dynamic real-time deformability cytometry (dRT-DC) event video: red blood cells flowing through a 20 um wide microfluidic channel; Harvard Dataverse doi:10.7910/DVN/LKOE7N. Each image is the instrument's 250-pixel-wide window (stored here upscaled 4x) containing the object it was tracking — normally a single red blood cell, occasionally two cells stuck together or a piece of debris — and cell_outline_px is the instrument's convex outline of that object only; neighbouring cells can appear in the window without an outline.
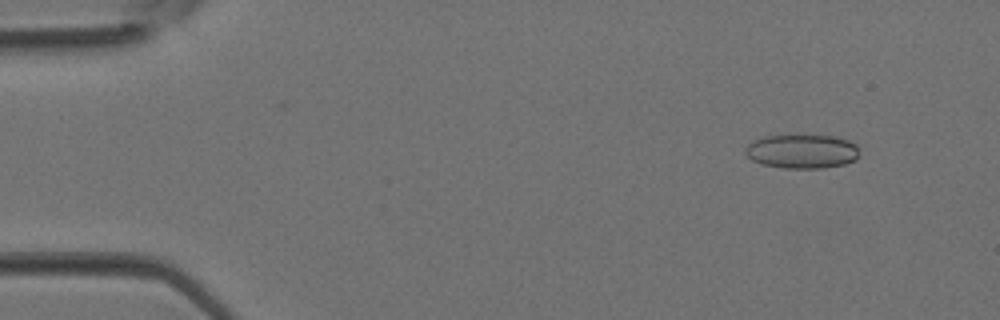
{"species": "Egyptian fruit bat (a non-hibernating species)", "species_latin": "Rousettus aegyptiacus", "temperature_condition": "room temperature", "stored_images_in_passage": 4, "camera_frame_rate_fps": 3000, "um_per_image_px": 0.085, "animal": {"sex": "female"}, "frame": {"image": 1, "passage_image": 2, "time_ms": 0.333, "image_size_px": [1000, 320], "cell_outline_px": [[860, 148], [856, 160], [844, 164], [824, 168], [784, 168], [760, 164], [752, 160], [744, 152], [744, 148], [748, 144], [764, 136], [796, 132], [836, 136], [848, 140], [856, 144]], "centroid_in_image_um": [68.18, 12.81], "position_along_channel_um": 16.8, "area_um2": 23.7}}